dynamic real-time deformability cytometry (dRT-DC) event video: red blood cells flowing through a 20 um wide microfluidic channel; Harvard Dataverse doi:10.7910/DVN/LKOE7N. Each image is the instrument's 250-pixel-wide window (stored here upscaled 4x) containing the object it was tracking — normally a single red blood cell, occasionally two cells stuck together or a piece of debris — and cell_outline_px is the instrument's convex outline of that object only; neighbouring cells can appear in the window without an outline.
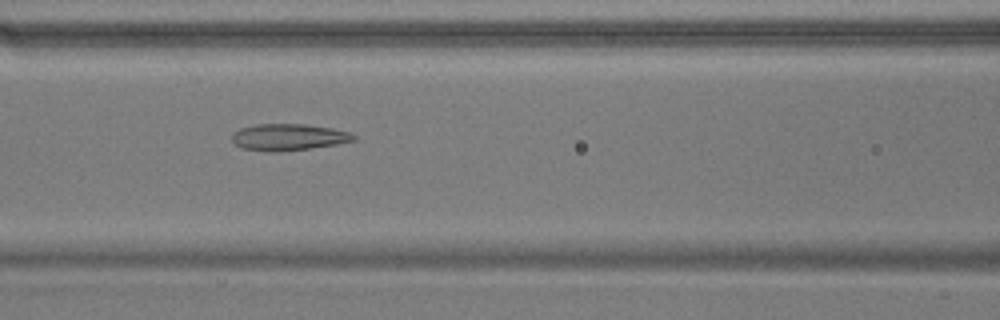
{"species": "common noctule bat (a hibernating species)", "species_latin": "Nyctalus noctula", "temperature_condition": "warm", "stored_images_in_passage": 54, "camera_frame_rate_fps": 3000, "um_per_image_px": 0.085, "animal": {"sex": "male", "body_mass_g": 17.9}, "frame": {"image": 1, "passage_image": 23, "time_ms": 7.333, "image_size_px": [1000, 320], "cell_outline_px": [[356, 140], [336, 144], [308, 148], [244, 148], [236, 144], [232, 140], [232, 136], [240, 128], [256, 124], [304, 124], [332, 128], [348, 132], [356, 136]], "centroid_in_image_um": [24.59, 11.59], "position_along_channel_um": 142.0, "area_um2": 17.57}}
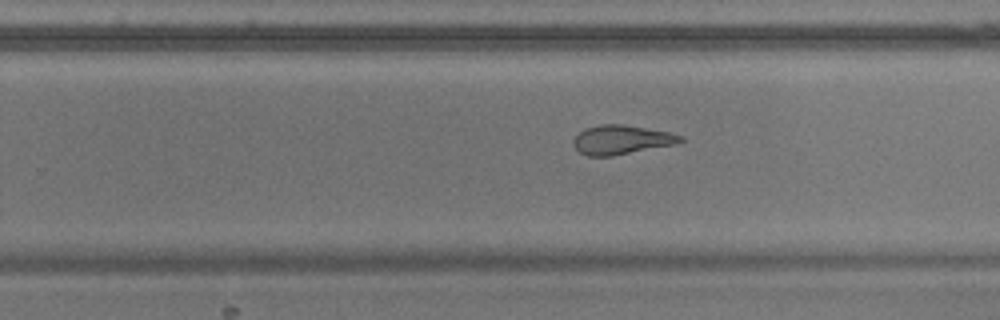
{"frame": {"image": 2, "passage_image": 34, "time_ms": 11.0, "image_size_px": [1000, 320], "cell_outline_px": [[684, 140], [676, 144], [612, 156], [588, 156], [580, 152], [572, 144], [572, 140], [584, 128], [600, 124], [624, 124], [668, 132], [684, 136]], "centroid_in_image_um": [52.81, 11.87], "position_along_channel_um": 277.0, "area_um2": 18.21}}
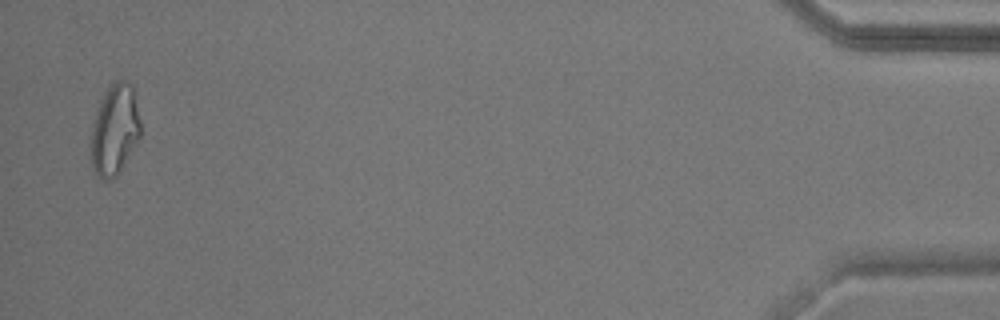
{"frame": {"image": 3, "passage_image": 53, "time_ms": 17.333, "image_size_px": [1000, 320], "cell_outline_px": [[140, 136], [116, 176], [112, 180], [104, 180], [92, 168], [92, 124], [100, 100], [104, 92], [116, 80], [124, 80], [132, 84], [140, 120]], "centroid_in_image_um": [9.75, 11.0], "position_along_channel_um": 425.4, "area_um2": 25.72}, "authors_computed_cell_mechanics": {"area_um2": 22.6287, "velocity_mm_per_s": 3.6843, "shape_relaxation_time_tau1_ms": null, "shape_relaxation_time_tau2_ms": 2.0802, "deformation_change_tau1": null, "deformation_change_tau2": 0.1108}}